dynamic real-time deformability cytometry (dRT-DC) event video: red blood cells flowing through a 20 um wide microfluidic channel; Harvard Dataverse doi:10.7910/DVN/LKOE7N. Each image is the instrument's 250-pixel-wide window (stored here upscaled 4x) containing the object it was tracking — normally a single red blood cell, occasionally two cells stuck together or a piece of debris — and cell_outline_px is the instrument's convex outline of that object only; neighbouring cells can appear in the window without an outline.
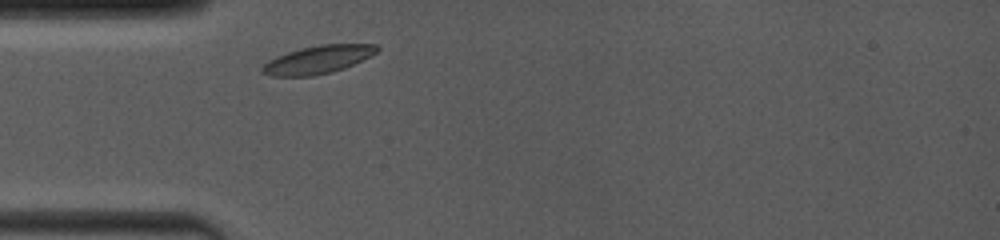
{"species": "common noctule bat (a hibernating species)", "species_latin": "Nyctalus noctula", "temperature_condition": "room temperature", "stored_images_in_passage": 1, "camera_frame_rate_fps": 4000, "um_per_image_px": 0.085, "animal": {"sex": "female", "body_mass_g": 19.0, "forearm_length_mm": 53.3}, "frame": {"image": 1, "passage_image": 1, "time_ms": 0.0, "image_size_px": [1000, 240], "cell_outline_px": [[380, 48], [376, 52], [344, 68], [332, 72], [312, 76], [272, 76], [260, 72], [260, 68], [268, 60], [276, 56], [300, 48], [320, 44], [376, 44]], "centroid_in_image_um": [26.97, 5.07], "position_along_channel_um": 58.0, "area_um2": 18.61}}